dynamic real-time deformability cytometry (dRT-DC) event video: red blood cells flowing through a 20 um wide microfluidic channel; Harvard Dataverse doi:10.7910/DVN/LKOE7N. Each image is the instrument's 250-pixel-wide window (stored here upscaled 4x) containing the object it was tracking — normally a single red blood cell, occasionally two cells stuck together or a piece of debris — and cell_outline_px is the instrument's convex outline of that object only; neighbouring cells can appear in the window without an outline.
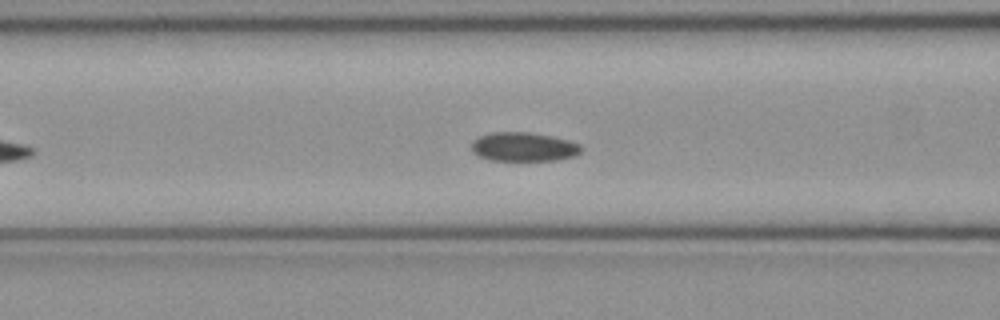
{"species": "common noctule bat (a hibernating species)", "species_latin": "Nyctalus noctula", "temperature_condition": "cold", "stored_images_in_passage": 40, "camera_frame_rate_fps": 3000, "um_per_image_px": 0.085, "animal": {"sex": "female", "body_mass_g": 21.9}, "frame": {"image": 1, "passage_image": 12, "time_ms": 3.667, "image_size_px": [1000, 320], "cell_outline_px": [[584, 148], [576, 156], [556, 160], [492, 160], [480, 156], [472, 152], [472, 140], [480, 136], [492, 132], [528, 132], [552, 136], [568, 140], [580, 144]], "centroid_in_image_um": [44.54, 12.48], "position_along_channel_um": 122.1, "area_um2": 18.55}}
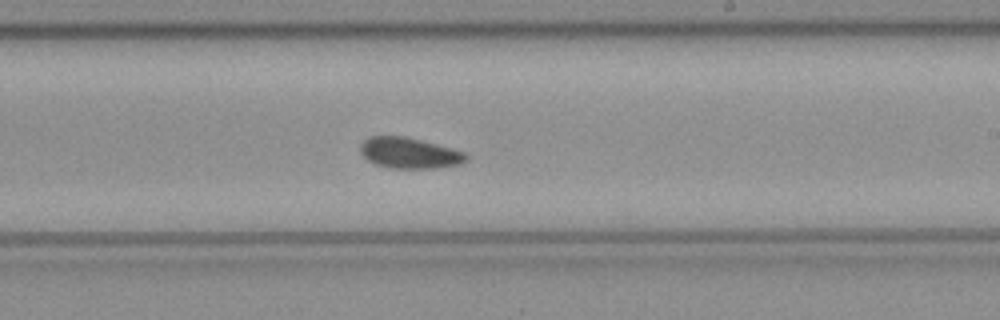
{"frame": {"image": 2, "passage_image": 22, "time_ms": 7.0, "image_size_px": [1000, 320], "cell_outline_px": [[468, 160], [460, 164], [436, 168], [388, 168], [376, 164], [368, 160], [360, 152], [360, 144], [368, 136], [404, 136], [436, 144], [464, 152], [468, 156]], "centroid_in_image_um": [34.78, 13.01], "position_along_channel_um": 254.2, "area_um2": 18.96}}
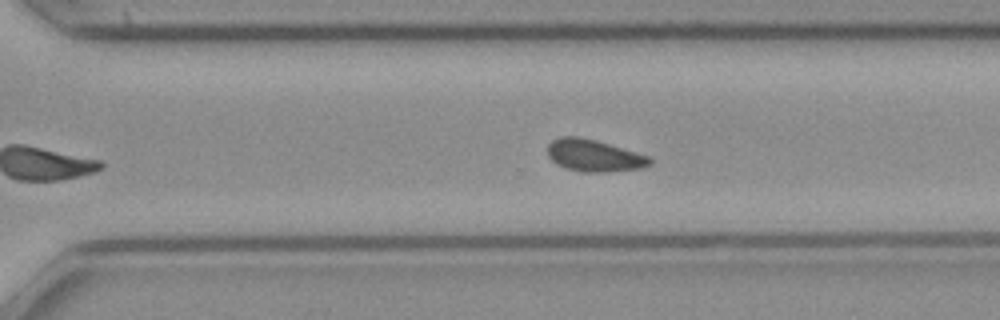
{"frame": {"image": 3, "passage_image": 27, "time_ms": 8.667, "image_size_px": [1000, 320], "cell_outline_px": [[652, 164], [640, 168], [608, 172], [584, 172], [564, 168], [556, 164], [548, 156], [548, 144], [552, 140], [560, 136], [576, 136], [596, 140], [648, 156], [652, 160]], "centroid_in_image_um": [50.46, 13.23], "position_along_channel_um": 320.1, "area_um2": 19.02}, "authors_computed_cell_mechanics": {"area_um2": 19.1029, "velocity_mm_per_s": 3.9655, "shape_relaxation_time_tau1_ms": 10.0157, "shape_relaxation_time_tau2_ms": null, "deformation_change_tau1": 0.0825, "deformation_change_tau2": null}}